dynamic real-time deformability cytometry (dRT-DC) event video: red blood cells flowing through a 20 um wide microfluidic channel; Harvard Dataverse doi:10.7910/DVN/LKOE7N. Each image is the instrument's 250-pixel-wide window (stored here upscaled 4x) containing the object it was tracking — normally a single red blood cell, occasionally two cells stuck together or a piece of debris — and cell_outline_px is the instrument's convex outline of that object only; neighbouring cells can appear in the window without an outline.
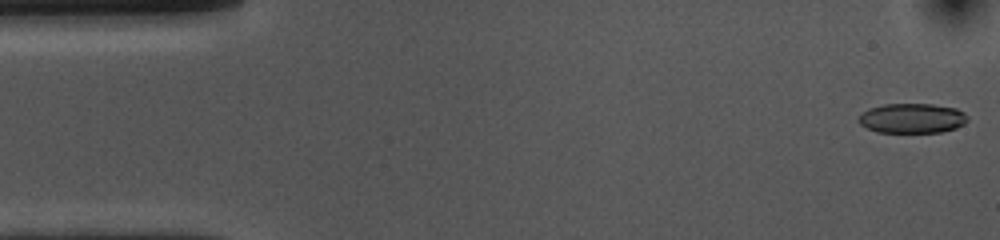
{"species": "common noctule bat (a hibernating species)", "species_latin": "Nyctalus noctula", "temperature_condition": "cold", "stored_images_in_passage": 52, "camera_frame_rate_fps": 3000, "um_per_image_px": 0.085, "animal": {"sex": "female", "body_mass_g": 10.0, "forearm_length_mm": 53.1}, "frame": {"image": 1, "passage_image": 1, "time_ms": 0.0, "image_size_px": [1000, 240], "cell_outline_px": [[968, 120], [964, 124], [956, 128], [940, 132], [876, 132], [860, 124], [856, 120], [868, 108], [884, 104], [932, 104], [956, 108], [964, 112], [968, 116]], "centroid_in_image_um": [77.54, 10.05], "position_along_channel_um": 7.5, "area_um2": 18.96}}
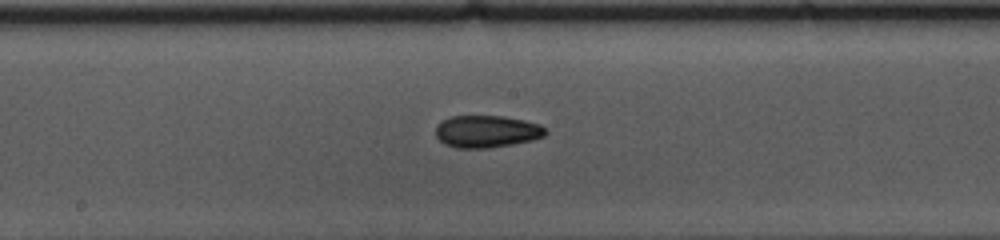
{"frame": {"image": 2, "passage_image": 26, "time_ms": 8.333, "image_size_px": [1000, 240], "cell_outline_px": [[548, 132], [544, 136], [532, 140], [512, 144], [488, 148], [456, 148], [444, 144], [436, 136], [436, 124], [452, 116], [504, 116], [524, 120], [540, 124], [548, 128]], "centroid_in_image_um": [41.4, 11.17], "position_along_channel_um": 206.8, "area_um2": 20.75}}
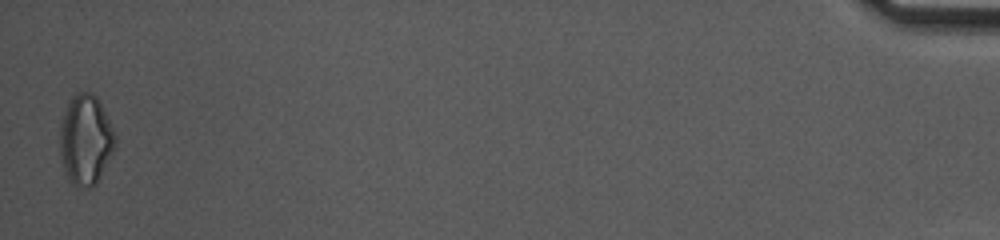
{"frame": {"image": 3, "passage_image": 52, "time_ms": 17.0, "image_size_px": [1000, 240], "cell_outline_px": [[116, 144], [96, 184], [92, 188], [76, 188], [72, 184], [64, 168], [60, 156], [60, 124], [68, 100], [76, 92], [92, 92], [96, 96], [116, 136]], "centroid_in_image_um": [7.25, 11.89], "position_along_channel_um": 427.9, "area_um2": 28.9}, "authors_computed_cell_mechanics": {"area_um2": 20.4612, "velocity_mm_per_s": 3.704, "shape_relaxation_time_tau1_ms": 5.7932, "shape_relaxation_time_tau2_ms": 5.3642, "deformation_change_tau1": 0.119, "deformation_change_tau2": 0.1048}}